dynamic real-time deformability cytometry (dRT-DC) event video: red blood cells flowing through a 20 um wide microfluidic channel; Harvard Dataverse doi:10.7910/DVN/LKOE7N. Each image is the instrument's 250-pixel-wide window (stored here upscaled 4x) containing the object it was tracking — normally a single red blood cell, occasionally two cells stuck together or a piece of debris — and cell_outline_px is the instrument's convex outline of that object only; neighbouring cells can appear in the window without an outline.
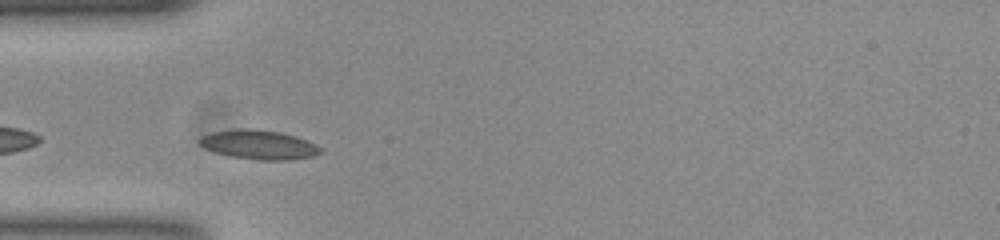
{"species": "common noctule bat (a hibernating species)", "species_latin": "Nyctalus noctula", "temperature_condition": "room temperature", "stored_images_in_passage": 28, "camera_frame_rate_fps": 3000, "um_per_image_px": 0.085, "animal": {"sex": "female", "body_mass_g": 23.0, "forearm_length_mm": 53.4}, "frame": {"image": 1, "passage_image": 2, "time_ms": 0.333, "image_size_px": [1000, 240], "cell_outline_px": [[320, 152], [312, 156], [288, 160], [256, 160], [232, 156], [216, 152], [204, 148], [196, 140], [200, 136], [212, 132], [236, 128], [248, 128], [280, 132], [296, 136], [308, 140], [316, 144], [320, 148]], "centroid_in_image_um": [21.96, 12.28], "position_along_channel_um": 63.0, "area_um2": 20.63}}
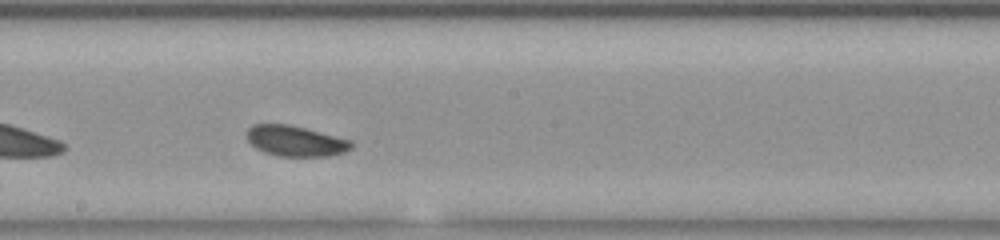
{"frame": {"image": 2, "passage_image": 15, "time_ms": 4.667, "image_size_px": [1000, 240], "cell_outline_px": [[352, 148], [344, 152], [328, 156], [276, 156], [264, 152], [256, 148], [248, 140], [248, 128], [252, 124], [288, 124], [352, 140]], "centroid_in_image_um": [25.12, 11.99], "position_along_channel_um": 223.1, "area_um2": 18.5}}
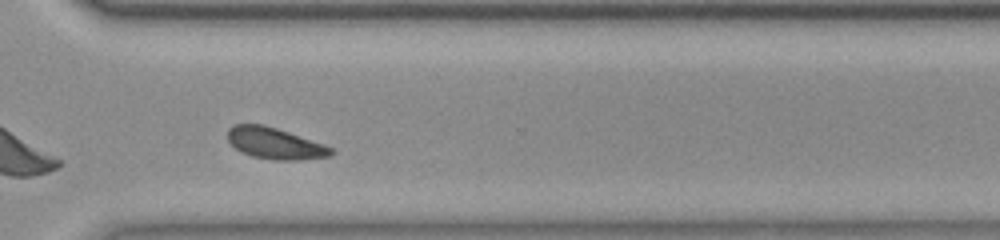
{"frame": {"image": 3, "passage_image": 25, "time_ms": 8.0, "image_size_px": [1000, 240], "cell_outline_px": [[336, 152], [332, 156], [300, 160], [272, 160], [252, 156], [240, 152], [228, 140], [228, 128], [236, 124], [264, 124], [324, 144], [332, 148]], "centroid_in_image_um": [23.39, 12.2], "position_along_channel_um": 347.2, "area_um2": 18.96}, "authors_computed_cell_mechanics": {"area_um2": 18.8428, "velocity_mm_per_s": 3.7189, "shape_relaxation_time_tau1_ms": 1.2888, "shape_relaxation_time_tau2_ms": null, "deformation_change_tau1": 0.0725, "deformation_change_tau2": null}}